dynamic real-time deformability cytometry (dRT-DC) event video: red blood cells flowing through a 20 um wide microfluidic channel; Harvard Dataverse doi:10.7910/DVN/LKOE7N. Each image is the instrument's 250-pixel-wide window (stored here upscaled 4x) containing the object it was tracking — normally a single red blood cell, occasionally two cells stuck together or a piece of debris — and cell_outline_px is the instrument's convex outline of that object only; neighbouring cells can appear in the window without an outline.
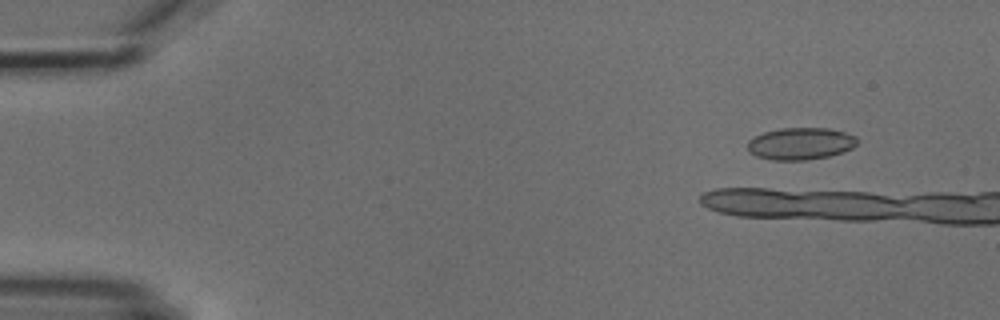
{"species": "common noctule bat (a hibernating species)", "species_latin": "Nyctalus noctula", "temperature_condition": "cold", "stored_images_in_passage": 4, "camera_frame_rate_fps": 3000, "um_per_image_px": 0.085, "animal": {"sex": "male", "body_mass_g": 18.8}, "frame": {"image": 1, "passage_image": 1, "time_ms": 0.0, "image_size_px": [1000, 320], "cell_outline_px": [[856, 144], [852, 148], [828, 156], [808, 160], [772, 160], [756, 156], [748, 152], [748, 140], [764, 132], [780, 128], [828, 128], [844, 132], [856, 136]], "centroid_in_image_um": [68.01, 12.21], "position_along_channel_um": 17.0, "area_um2": 20.4}}